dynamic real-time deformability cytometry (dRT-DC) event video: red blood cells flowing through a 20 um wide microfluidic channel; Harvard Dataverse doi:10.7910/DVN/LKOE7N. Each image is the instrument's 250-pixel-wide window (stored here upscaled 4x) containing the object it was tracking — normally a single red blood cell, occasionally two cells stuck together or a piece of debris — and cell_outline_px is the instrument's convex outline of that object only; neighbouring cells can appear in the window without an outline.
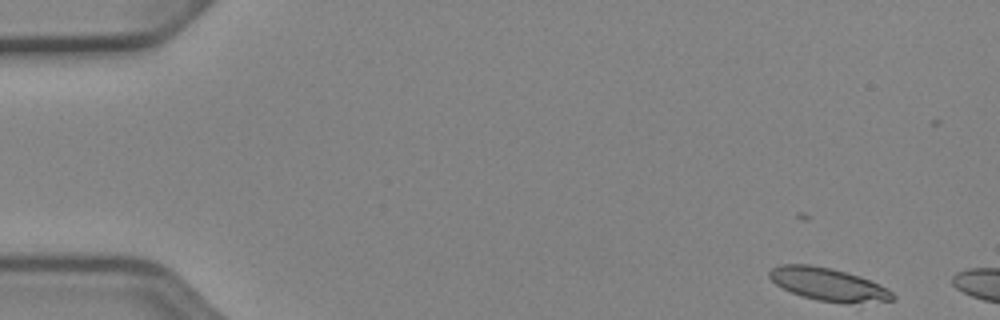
{"species": "Egyptian fruit bat (a non-hibernating species)", "species_latin": "Rousettus aegyptiacus", "temperature_condition": "cold", "stored_images_in_passage": 6, "camera_frame_rate_fps": 3000, "um_per_image_px": 0.085, "animal": {"sex": "female"}, "frame": {"image": 1, "passage_image": 1, "time_ms": 0.0, "image_size_px": [1000, 320], "cell_outline_px": [[896, 296], [892, 300], [848, 304], [844, 304], [816, 300], [792, 292], [776, 284], [768, 276], [768, 272], [772, 268], [780, 264], [808, 264], [832, 268], [860, 276], [892, 292]], "centroid_in_image_um": [70.37, 24.17], "position_along_channel_um": 14.6, "area_um2": 23.41}}